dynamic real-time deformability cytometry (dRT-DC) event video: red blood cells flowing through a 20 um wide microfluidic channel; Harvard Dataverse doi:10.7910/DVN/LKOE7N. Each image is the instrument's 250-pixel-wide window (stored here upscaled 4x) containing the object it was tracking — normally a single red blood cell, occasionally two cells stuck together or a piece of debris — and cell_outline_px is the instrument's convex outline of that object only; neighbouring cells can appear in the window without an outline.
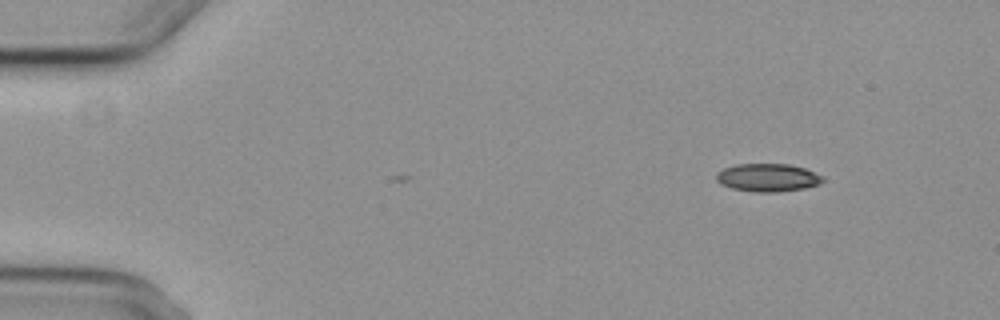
{"species": "common noctule bat (a hibernating species)", "species_latin": "Nyctalus noctula", "temperature_condition": "cold", "stored_images_in_passage": 4, "segment_of_instrument_passage": [1, 2], "camera_frame_rate_fps": 3000, "um_per_image_px": 0.085, "animal": {"sex": "female", "body_mass_g": 29.2, "forearm_length_mm": 56.3}, "frame": {"image": 1, "passage_image": 1, "time_ms": 0.0, "image_size_px": [1000, 320], "cell_outline_px": [[824, 180], [820, 184], [804, 188], [776, 192], [752, 192], [732, 188], [720, 184], [716, 180], [716, 172], [724, 168], [736, 164], [788, 164], [804, 168], [824, 176]], "centroid_in_image_um": [65.25, 15.1], "position_along_channel_um": 19.8, "area_um2": 17.46}}